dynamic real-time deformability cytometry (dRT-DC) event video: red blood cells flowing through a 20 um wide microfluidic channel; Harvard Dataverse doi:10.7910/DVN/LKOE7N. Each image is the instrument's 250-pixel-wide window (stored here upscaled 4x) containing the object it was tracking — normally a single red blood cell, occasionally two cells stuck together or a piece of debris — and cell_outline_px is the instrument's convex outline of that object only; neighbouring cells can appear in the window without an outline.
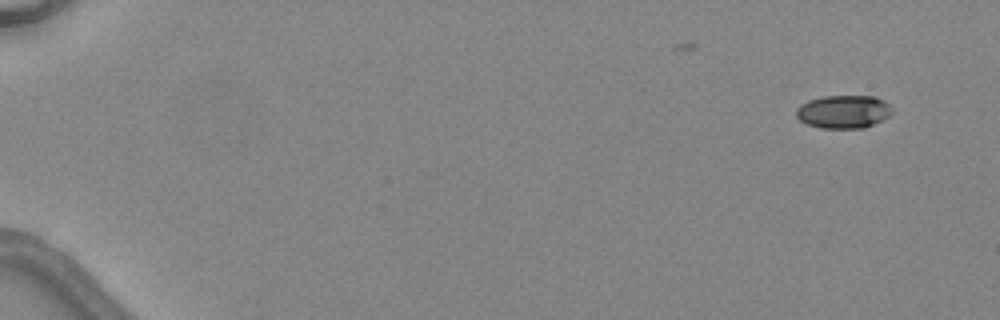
{"species": "common noctule bat (a hibernating species)", "species_latin": "Nyctalus noctula", "temperature_condition": "warm", "stored_images_in_passage": 3, "camera_frame_rate_fps": 3000, "um_per_image_px": 0.085, "animal": {"sex": "female", "body_mass_g": 24.6, "forearm_length_mm": 56.2}, "frame": {"image": 1, "passage_image": 1, "time_ms": 0.0, "image_size_px": [1000, 320], "cell_outline_px": [[892, 112], [888, 116], [864, 128], [820, 128], [808, 124], [800, 120], [796, 116], [796, 108], [800, 104], [808, 100], [824, 96], [876, 96], [884, 100], [892, 108]], "centroid_in_image_um": [71.68, 9.48], "position_along_channel_um": 13.3, "area_um2": 18.5}}